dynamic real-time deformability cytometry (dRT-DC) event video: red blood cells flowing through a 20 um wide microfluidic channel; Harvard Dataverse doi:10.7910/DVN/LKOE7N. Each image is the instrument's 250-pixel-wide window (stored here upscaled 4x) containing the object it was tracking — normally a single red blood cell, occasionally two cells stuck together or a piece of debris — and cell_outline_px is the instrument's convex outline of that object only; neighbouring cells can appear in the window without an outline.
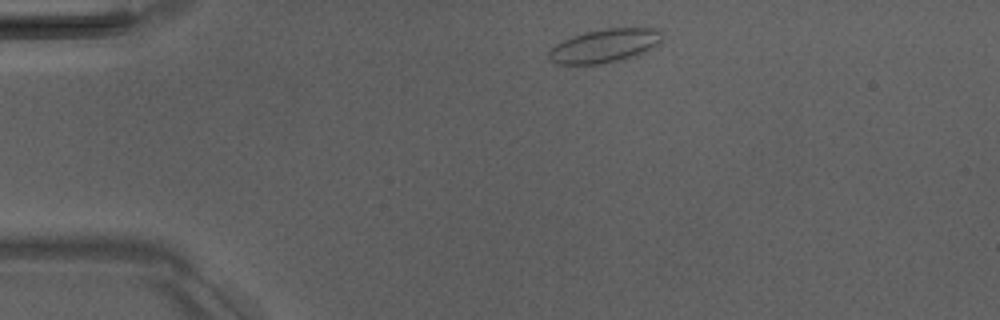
{"species": "Egyptian fruit bat (a non-hibernating species)", "species_latin": "Rousettus aegyptiacus", "temperature_condition": "room temperature", "stored_images_in_passage": 3, "camera_frame_rate_fps": 3000, "um_per_image_px": 0.085, "animal": {"sex": "male"}, "frame": {"image": 1, "passage_image": 1, "time_ms": 0.0, "image_size_px": [1000, 320], "cell_outline_px": [[660, 40], [656, 44], [644, 52], [636, 56], [620, 60], [600, 64], [556, 64], [548, 60], [548, 52], [556, 44], [572, 36], [604, 28], [656, 28], [660, 32]], "centroid_in_image_um": [51.34, 3.9], "position_along_channel_um": 33.7, "area_um2": 21.91}}